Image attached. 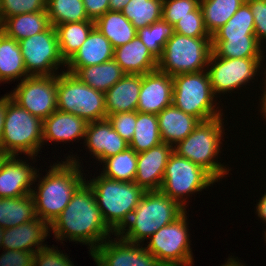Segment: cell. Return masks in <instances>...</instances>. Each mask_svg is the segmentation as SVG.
Returning a JSON list of instances; mask_svg holds the SVG:
<instances>
[{"label":"cell","instance_id":"cell-35","mask_svg":"<svg viewBox=\"0 0 266 266\" xmlns=\"http://www.w3.org/2000/svg\"><path fill=\"white\" fill-rule=\"evenodd\" d=\"M162 6L163 0H130L121 13L138 30L162 20Z\"/></svg>","mask_w":266,"mask_h":266},{"label":"cell","instance_id":"cell-25","mask_svg":"<svg viewBox=\"0 0 266 266\" xmlns=\"http://www.w3.org/2000/svg\"><path fill=\"white\" fill-rule=\"evenodd\" d=\"M157 117L162 142L173 147L174 144L184 140L200 122L198 118L185 113L173 104L164 108Z\"/></svg>","mask_w":266,"mask_h":266},{"label":"cell","instance_id":"cell-26","mask_svg":"<svg viewBox=\"0 0 266 266\" xmlns=\"http://www.w3.org/2000/svg\"><path fill=\"white\" fill-rule=\"evenodd\" d=\"M50 26L46 11L24 13L6 18L0 31L7 37L20 41L45 31Z\"/></svg>","mask_w":266,"mask_h":266},{"label":"cell","instance_id":"cell-10","mask_svg":"<svg viewBox=\"0 0 266 266\" xmlns=\"http://www.w3.org/2000/svg\"><path fill=\"white\" fill-rule=\"evenodd\" d=\"M215 182L217 180L203 167L173 152L168 159L160 191L185 208V195L201 192Z\"/></svg>","mask_w":266,"mask_h":266},{"label":"cell","instance_id":"cell-37","mask_svg":"<svg viewBox=\"0 0 266 266\" xmlns=\"http://www.w3.org/2000/svg\"><path fill=\"white\" fill-rule=\"evenodd\" d=\"M46 12L50 25L93 21L86 14L83 0H47Z\"/></svg>","mask_w":266,"mask_h":266},{"label":"cell","instance_id":"cell-1","mask_svg":"<svg viewBox=\"0 0 266 266\" xmlns=\"http://www.w3.org/2000/svg\"><path fill=\"white\" fill-rule=\"evenodd\" d=\"M49 227L56 240L69 238V241L89 245L90 254L110 238L111 233L115 235L104 221L86 180L76 189L66 208Z\"/></svg>","mask_w":266,"mask_h":266},{"label":"cell","instance_id":"cell-8","mask_svg":"<svg viewBox=\"0 0 266 266\" xmlns=\"http://www.w3.org/2000/svg\"><path fill=\"white\" fill-rule=\"evenodd\" d=\"M172 78V104L175 107L193 115L200 121L223 116L222 110L218 109L219 107L216 108L217 102H213L215 94L212 90L207 69L199 72L174 75Z\"/></svg>","mask_w":266,"mask_h":266},{"label":"cell","instance_id":"cell-22","mask_svg":"<svg viewBox=\"0 0 266 266\" xmlns=\"http://www.w3.org/2000/svg\"><path fill=\"white\" fill-rule=\"evenodd\" d=\"M113 59L125 74L144 75L157 70V58L138 36L114 49Z\"/></svg>","mask_w":266,"mask_h":266},{"label":"cell","instance_id":"cell-14","mask_svg":"<svg viewBox=\"0 0 266 266\" xmlns=\"http://www.w3.org/2000/svg\"><path fill=\"white\" fill-rule=\"evenodd\" d=\"M20 107L42 121L57 111V75L28 76L9 93Z\"/></svg>","mask_w":266,"mask_h":266},{"label":"cell","instance_id":"cell-29","mask_svg":"<svg viewBox=\"0 0 266 266\" xmlns=\"http://www.w3.org/2000/svg\"><path fill=\"white\" fill-rule=\"evenodd\" d=\"M212 52L222 58H264L256 36L211 38Z\"/></svg>","mask_w":266,"mask_h":266},{"label":"cell","instance_id":"cell-45","mask_svg":"<svg viewBox=\"0 0 266 266\" xmlns=\"http://www.w3.org/2000/svg\"><path fill=\"white\" fill-rule=\"evenodd\" d=\"M246 3L254 16L255 36L263 44L266 39V0H246Z\"/></svg>","mask_w":266,"mask_h":266},{"label":"cell","instance_id":"cell-33","mask_svg":"<svg viewBox=\"0 0 266 266\" xmlns=\"http://www.w3.org/2000/svg\"><path fill=\"white\" fill-rule=\"evenodd\" d=\"M246 0H200L204 25L210 36L224 26Z\"/></svg>","mask_w":266,"mask_h":266},{"label":"cell","instance_id":"cell-43","mask_svg":"<svg viewBox=\"0 0 266 266\" xmlns=\"http://www.w3.org/2000/svg\"><path fill=\"white\" fill-rule=\"evenodd\" d=\"M106 119L125 141L131 142L135 132L136 111L110 114Z\"/></svg>","mask_w":266,"mask_h":266},{"label":"cell","instance_id":"cell-24","mask_svg":"<svg viewBox=\"0 0 266 266\" xmlns=\"http://www.w3.org/2000/svg\"><path fill=\"white\" fill-rule=\"evenodd\" d=\"M142 75L125 76L108 89L105 94L107 116L120 112L137 111Z\"/></svg>","mask_w":266,"mask_h":266},{"label":"cell","instance_id":"cell-48","mask_svg":"<svg viewBox=\"0 0 266 266\" xmlns=\"http://www.w3.org/2000/svg\"><path fill=\"white\" fill-rule=\"evenodd\" d=\"M7 111V95L0 98V152H1V140L3 137V128H4V120L5 114Z\"/></svg>","mask_w":266,"mask_h":266},{"label":"cell","instance_id":"cell-40","mask_svg":"<svg viewBox=\"0 0 266 266\" xmlns=\"http://www.w3.org/2000/svg\"><path fill=\"white\" fill-rule=\"evenodd\" d=\"M174 32L193 38L211 37L204 25L200 5L187 16L175 23Z\"/></svg>","mask_w":266,"mask_h":266},{"label":"cell","instance_id":"cell-23","mask_svg":"<svg viewBox=\"0 0 266 266\" xmlns=\"http://www.w3.org/2000/svg\"><path fill=\"white\" fill-rule=\"evenodd\" d=\"M87 122L68 112L57 110L43 120L44 141L68 142L85 137Z\"/></svg>","mask_w":266,"mask_h":266},{"label":"cell","instance_id":"cell-17","mask_svg":"<svg viewBox=\"0 0 266 266\" xmlns=\"http://www.w3.org/2000/svg\"><path fill=\"white\" fill-rule=\"evenodd\" d=\"M173 78L155 70L142 75L137 111L158 115L164 108L172 105Z\"/></svg>","mask_w":266,"mask_h":266},{"label":"cell","instance_id":"cell-34","mask_svg":"<svg viewBox=\"0 0 266 266\" xmlns=\"http://www.w3.org/2000/svg\"><path fill=\"white\" fill-rule=\"evenodd\" d=\"M161 143L162 138L157 115L136 111L135 132L129 147L136 153H140Z\"/></svg>","mask_w":266,"mask_h":266},{"label":"cell","instance_id":"cell-54","mask_svg":"<svg viewBox=\"0 0 266 266\" xmlns=\"http://www.w3.org/2000/svg\"><path fill=\"white\" fill-rule=\"evenodd\" d=\"M7 155L3 154L2 152H0V165L3 161V159L6 157Z\"/></svg>","mask_w":266,"mask_h":266},{"label":"cell","instance_id":"cell-12","mask_svg":"<svg viewBox=\"0 0 266 266\" xmlns=\"http://www.w3.org/2000/svg\"><path fill=\"white\" fill-rule=\"evenodd\" d=\"M24 66L30 76H53L59 66H66L58 43L57 32L50 25L45 31L18 41Z\"/></svg>","mask_w":266,"mask_h":266},{"label":"cell","instance_id":"cell-41","mask_svg":"<svg viewBox=\"0 0 266 266\" xmlns=\"http://www.w3.org/2000/svg\"><path fill=\"white\" fill-rule=\"evenodd\" d=\"M47 0H0V24L8 17L46 11Z\"/></svg>","mask_w":266,"mask_h":266},{"label":"cell","instance_id":"cell-28","mask_svg":"<svg viewBox=\"0 0 266 266\" xmlns=\"http://www.w3.org/2000/svg\"><path fill=\"white\" fill-rule=\"evenodd\" d=\"M95 26L111 42L114 49L137 36V29L134 25L118 11H107L95 21Z\"/></svg>","mask_w":266,"mask_h":266},{"label":"cell","instance_id":"cell-19","mask_svg":"<svg viewBox=\"0 0 266 266\" xmlns=\"http://www.w3.org/2000/svg\"><path fill=\"white\" fill-rule=\"evenodd\" d=\"M84 143L93 157L102 163L106 158L125 151L129 143L113 128L107 119L89 122L86 126Z\"/></svg>","mask_w":266,"mask_h":266},{"label":"cell","instance_id":"cell-11","mask_svg":"<svg viewBox=\"0 0 266 266\" xmlns=\"http://www.w3.org/2000/svg\"><path fill=\"white\" fill-rule=\"evenodd\" d=\"M185 211L172 223L160 228L145 247L162 266H192L193 254Z\"/></svg>","mask_w":266,"mask_h":266},{"label":"cell","instance_id":"cell-6","mask_svg":"<svg viewBox=\"0 0 266 266\" xmlns=\"http://www.w3.org/2000/svg\"><path fill=\"white\" fill-rule=\"evenodd\" d=\"M43 121L20 107L7 94L1 152L5 155L23 153L33 160L43 145ZM34 156V157H33Z\"/></svg>","mask_w":266,"mask_h":266},{"label":"cell","instance_id":"cell-13","mask_svg":"<svg viewBox=\"0 0 266 266\" xmlns=\"http://www.w3.org/2000/svg\"><path fill=\"white\" fill-rule=\"evenodd\" d=\"M264 58H222L211 53L207 65L214 94L232 92L255 80Z\"/></svg>","mask_w":266,"mask_h":266},{"label":"cell","instance_id":"cell-30","mask_svg":"<svg viewBox=\"0 0 266 266\" xmlns=\"http://www.w3.org/2000/svg\"><path fill=\"white\" fill-rule=\"evenodd\" d=\"M30 76L24 66L19 42L0 31V77L5 82Z\"/></svg>","mask_w":266,"mask_h":266},{"label":"cell","instance_id":"cell-50","mask_svg":"<svg viewBox=\"0 0 266 266\" xmlns=\"http://www.w3.org/2000/svg\"><path fill=\"white\" fill-rule=\"evenodd\" d=\"M130 0H109V10L121 12Z\"/></svg>","mask_w":266,"mask_h":266},{"label":"cell","instance_id":"cell-4","mask_svg":"<svg viewBox=\"0 0 266 266\" xmlns=\"http://www.w3.org/2000/svg\"><path fill=\"white\" fill-rule=\"evenodd\" d=\"M109 228L118 234L129 221L145 190L133 182L109 179L100 174L86 181Z\"/></svg>","mask_w":266,"mask_h":266},{"label":"cell","instance_id":"cell-5","mask_svg":"<svg viewBox=\"0 0 266 266\" xmlns=\"http://www.w3.org/2000/svg\"><path fill=\"white\" fill-rule=\"evenodd\" d=\"M222 119V116H219L200 121L184 140L173 147V152L178 156L187 158L203 167L217 181L229 173V168L224 167L216 159V156L218 158V154L221 152L220 144L224 133Z\"/></svg>","mask_w":266,"mask_h":266},{"label":"cell","instance_id":"cell-32","mask_svg":"<svg viewBox=\"0 0 266 266\" xmlns=\"http://www.w3.org/2000/svg\"><path fill=\"white\" fill-rule=\"evenodd\" d=\"M94 27L95 21L71 22L55 27L60 53L66 63L79 50Z\"/></svg>","mask_w":266,"mask_h":266},{"label":"cell","instance_id":"cell-16","mask_svg":"<svg viewBox=\"0 0 266 266\" xmlns=\"http://www.w3.org/2000/svg\"><path fill=\"white\" fill-rule=\"evenodd\" d=\"M17 158V159H16ZM34 167L17 156L7 155L0 165V198L22 197L32 193L38 175Z\"/></svg>","mask_w":266,"mask_h":266},{"label":"cell","instance_id":"cell-20","mask_svg":"<svg viewBox=\"0 0 266 266\" xmlns=\"http://www.w3.org/2000/svg\"><path fill=\"white\" fill-rule=\"evenodd\" d=\"M49 231H51L49 225L37 216L35 219L19 226L5 228L1 247L5 250L36 253L40 248L46 246L43 241L49 235Z\"/></svg>","mask_w":266,"mask_h":266},{"label":"cell","instance_id":"cell-9","mask_svg":"<svg viewBox=\"0 0 266 266\" xmlns=\"http://www.w3.org/2000/svg\"><path fill=\"white\" fill-rule=\"evenodd\" d=\"M57 109L79 116L87 123L107 118L104 92L66 71L57 75Z\"/></svg>","mask_w":266,"mask_h":266},{"label":"cell","instance_id":"cell-53","mask_svg":"<svg viewBox=\"0 0 266 266\" xmlns=\"http://www.w3.org/2000/svg\"><path fill=\"white\" fill-rule=\"evenodd\" d=\"M3 232H4V229L0 227V248L1 247V244H2V235H3Z\"/></svg>","mask_w":266,"mask_h":266},{"label":"cell","instance_id":"cell-47","mask_svg":"<svg viewBox=\"0 0 266 266\" xmlns=\"http://www.w3.org/2000/svg\"><path fill=\"white\" fill-rule=\"evenodd\" d=\"M83 4L87 16L93 21L109 11V0H83Z\"/></svg>","mask_w":266,"mask_h":266},{"label":"cell","instance_id":"cell-46","mask_svg":"<svg viewBox=\"0 0 266 266\" xmlns=\"http://www.w3.org/2000/svg\"><path fill=\"white\" fill-rule=\"evenodd\" d=\"M35 252L5 250L0 256V266H34Z\"/></svg>","mask_w":266,"mask_h":266},{"label":"cell","instance_id":"cell-21","mask_svg":"<svg viewBox=\"0 0 266 266\" xmlns=\"http://www.w3.org/2000/svg\"><path fill=\"white\" fill-rule=\"evenodd\" d=\"M111 42L95 26L79 50L66 63L68 73L74 74L79 68L108 62L113 59Z\"/></svg>","mask_w":266,"mask_h":266},{"label":"cell","instance_id":"cell-49","mask_svg":"<svg viewBox=\"0 0 266 266\" xmlns=\"http://www.w3.org/2000/svg\"><path fill=\"white\" fill-rule=\"evenodd\" d=\"M256 209L257 216L266 223V193L259 200Z\"/></svg>","mask_w":266,"mask_h":266},{"label":"cell","instance_id":"cell-44","mask_svg":"<svg viewBox=\"0 0 266 266\" xmlns=\"http://www.w3.org/2000/svg\"><path fill=\"white\" fill-rule=\"evenodd\" d=\"M56 249L47 245L40 248L35 253L34 266H74L69 256L59 252L58 248Z\"/></svg>","mask_w":266,"mask_h":266},{"label":"cell","instance_id":"cell-15","mask_svg":"<svg viewBox=\"0 0 266 266\" xmlns=\"http://www.w3.org/2000/svg\"><path fill=\"white\" fill-rule=\"evenodd\" d=\"M114 236V241L108 238L90 254L97 266H162L141 244Z\"/></svg>","mask_w":266,"mask_h":266},{"label":"cell","instance_id":"cell-31","mask_svg":"<svg viewBox=\"0 0 266 266\" xmlns=\"http://www.w3.org/2000/svg\"><path fill=\"white\" fill-rule=\"evenodd\" d=\"M36 217L35 202L32 194L15 198H0L1 228L19 226Z\"/></svg>","mask_w":266,"mask_h":266},{"label":"cell","instance_id":"cell-51","mask_svg":"<svg viewBox=\"0 0 266 266\" xmlns=\"http://www.w3.org/2000/svg\"><path fill=\"white\" fill-rule=\"evenodd\" d=\"M264 69H266V68H264ZM265 74H266V70H265L264 75H265ZM264 79H265V85H266V76H265ZM262 92H264V93H263V95H262L263 97H262L261 100H260V101H261V102H260V103H261V109H262L261 112H262V114L264 113V114H263V116H264L263 118H266V86H265L264 91H262Z\"/></svg>","mask_w":266,"mask_h":266},{"label":"cell","instance_id":"cell-18","mask_svg":"<svg viewBox=\"0 0 266 266\" xmlns=\"http://www.w3.org/2000/svg\"><path fill=\"white\" fill-rule=\"evenodd\" d=\"M173 146L167 143L137 153V173L134 182L145 191L160 190L165 168Z\"/></svg>","mask_w":266,"mask_h":266},{"label":"cell","instance_id":"cell-2","mask_svg":"<svg viewBox=\"0 0 266 266\" xmlns=\"http://www.w3.org/2000/svg\"><path fill=\"white\" fill-rule=\"evenodd\" d=\"M73 157L68 155L66 161L53 164L46 176L39 178L38 189H35L37 191L32 190L36 215L49 226L66 208L76 189L86 180L79 169L81 166L78 159Z\"/></svg>","mask_w":266,"mask_h":266},{"label":"cell","instance_id":"cell-7","mask_svg":"<svg viewBox=\"0 0 266 266\" xmlns=\"http://www.w3.org/2000/svg\"><path fill=\"white\" fill-rule=\"evenodd\" d=\"M212 53L211 37L171 36L157 59V70L170 76L203 71Z\"/></svg>","mask_w":266,"mask_h":266},{"label":"cell","instance_id":"cell-27","mask_svg":"<svg viewBox=\"0 0 266 266\" xmlns=\"http://www.w3.org/2000/svg\"><path fill=\"white\" fill-rule=\"evenodd\" d=\"M74 75L93 89L105 93L125 76V72L112 59L101 64L81 67Z\"/></svg>","mask_w":266,"mask_h":266},{"label":"cell","instance_id":"cell-36","mask_svg":"<svg viewBox=\"0 0 266 266\" xmlns=\"http://www.w3.org/2000/svg\"><path fill=\"white\" fill-rule=\"evenodd\" d=\"M101 175L122 182H133L137 173V153L130 147L102 161Z\"/></svg>","mask_w":266,"mask_h":266},{"label":"cell","instance_id":"cell-52","mask_svg":"<svg viewBox=\"0 0 266 266\" xmlns=\"http://www.w3.org/2000/svg\"><path fill=\"white\" fill-rule=\"evenodd\" d=\"M222 266H245L244 264L242 265L240 262H239V259L236 261V258H228L227 262H225L224 265Z\"/></svg>","mask_w":266,"mask_h":266},{"label":"cell","instance_id":"cell-38","mask_svg":"<svg viewBox=\"0 0 266 266\" xmlns=\"http://www.w3.org/2000/svg\"><path fill=\"white\" fill-rule=\"evenodd\" d=\"M244 36H255L254 16L246 2L211 38H237Z\"/></svg>","mask_w":266,"mask_h":266},{"label":"cell","instance_id":"cell-39","mask_svg":"<svg viewBox=\"0 0 266 266\" xmlns=\"http://www.w3.org/2000/svg\"><path fill=\"white\" fill-rule=\"evenodd\" d=\"M174 33L173 25L164 20L137 30V36L157 59L161 56L167 40Z\"/></svg>","mask_w":266,"mask_h":266},{"label":"cell","instance_id":"cell-3","mask_svg":"<svg viewBox=\"0 0 266 266\" xmlns=\"http://www.w3.org/2000/svg\"><path fill=\"white\" fill-rule=\"evenodd\" d=\"M185 211L186 208L162 191H145L129 221L117 235L125 241L140 244L160 228L175 221Z\"/></svg>","mask_w":266,"mask_h":266},{"label":"cell","instance_id":"cell-42","mask_svg":"<svg viewBox=\"0 0 266 266\" xmlns=\"http://www.w3.org/2000/svg\"><path fill=\"white\" fill-rule=\"evenodd\" d=\"M199 5L200 0H163L162 20L174 26Z\"/></svg>","mask_w":266,"mask_h":266}]
</instances>
